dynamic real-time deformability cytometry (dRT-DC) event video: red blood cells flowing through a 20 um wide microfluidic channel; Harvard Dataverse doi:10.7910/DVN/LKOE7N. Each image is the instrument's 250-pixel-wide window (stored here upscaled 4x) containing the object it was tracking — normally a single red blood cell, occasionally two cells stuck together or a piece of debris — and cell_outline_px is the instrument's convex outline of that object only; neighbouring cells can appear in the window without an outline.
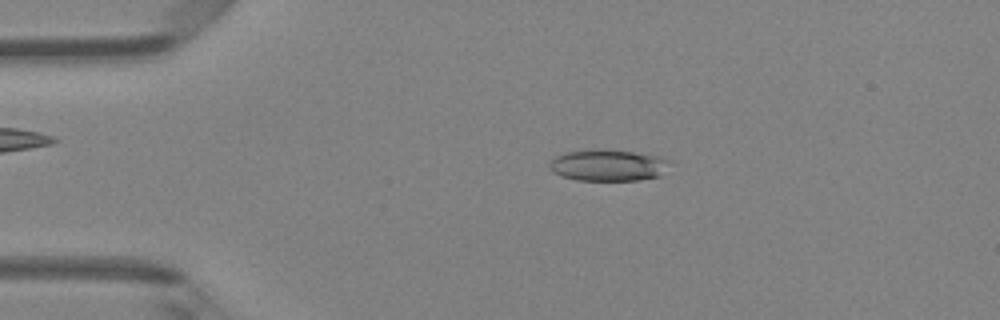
{"species": "Egyptian fruit bat (a non-hibernating species)", "species_latin": "Rousettus aegyptiacus", "temperature_condition": "room temperature", "stored_images_in_passage": 48, "camera_frame_rate_fps": 3000, "um_per_image_px": 0.085, "animal": {"sex": "female"}, "frame": {"image": 1, "passage_image": 9, "time_ms": 2.667, "image_size_px": [1000, 320], "cell_outline_px": [[668, 160], [660, 176], [640, 180], [576, 180], [560, 176], [552, 172], [548, 168], [548, 164], [556, 156], [564, 152], [592, 148], [604, 148], [660, 156]], "centroid_in_image_um": [51.59, 14.03], "position_along_channel_um": 33.4, "area_um2": 22.25}}
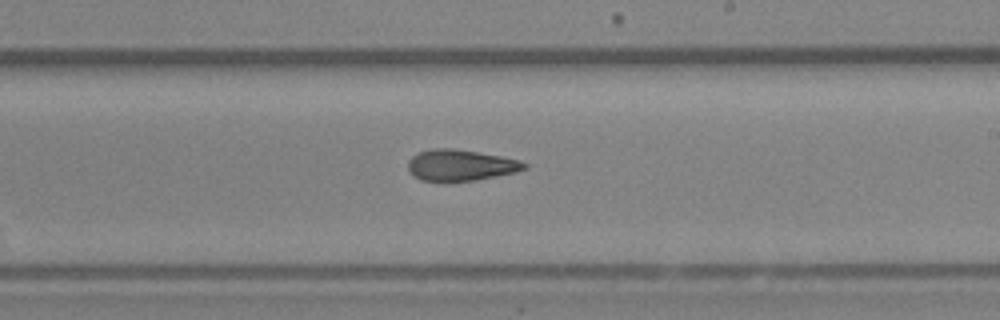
{"frame": {"image": 2, "passage_image": 28, "time_ms": 9.0, "image_size_px": [1000, 320], "cell_outline_px": [[528, 168], [516, 172], [476, 180], [420, 180], [408, 168], [408, 160], [412, 156], [420, 152], [432, 148], [452, 148], [500, 156], [520, 160], [528, 164]], "centroid_in_image_um": [39.19, 14.02], "position_along_channel_um": 249.8, "area_um2": 20.75}}
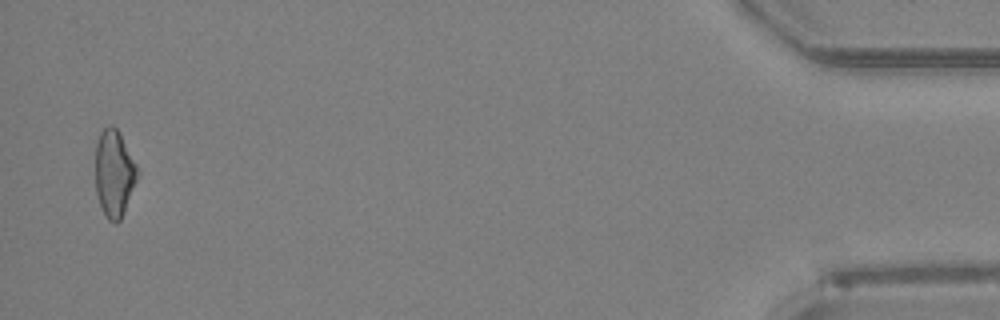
{"frame": {"image": 3, "passage_image": 47, "time_ms": 15.333, "image_size_px": [1000, 320], "cell_outline_px": [[140, 176], [124, 212], [120, 220], [116, 224], [108, 220], [100, 204], [96, 192], [96, 140], [100, 132], [108, 124], [112, 124], [120, 132], [140, 172]], "centroid_in_image_um": [9.73, 14.72], "position_along_channel_um": 425.5, "area_um2": 21.62}, "authors_computed_cell_mechanics": {"area_um2": 21.7617, "velocity_mm_per_s": 4.1247, "shape_relaxation_time_tau1_ms": 6.1669, "shape_relaxation_time_tau2_ms": 3.5452, "deformation_change_tau1": 0.1697, "deformation_change_tau2": 0.1252}}